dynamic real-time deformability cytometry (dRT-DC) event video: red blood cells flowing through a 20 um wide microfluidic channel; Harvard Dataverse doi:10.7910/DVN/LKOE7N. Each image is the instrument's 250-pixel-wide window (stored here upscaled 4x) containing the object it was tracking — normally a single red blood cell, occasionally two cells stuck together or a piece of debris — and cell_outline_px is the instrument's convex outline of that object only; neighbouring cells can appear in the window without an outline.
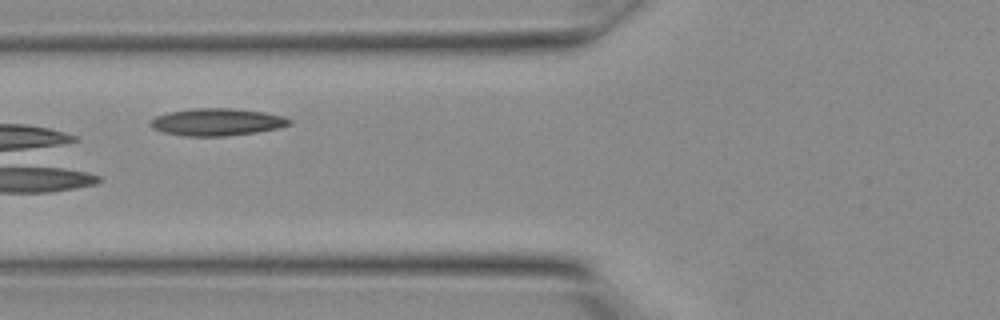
{"species": "Egyptian fruit bat (a non-hibernating species)", "species_latin": "Rousettus aegyptiacus", "temperature_condition": "warm", "stored_images_in_passage": 14, "camera_frame_rate_fps": 3000, "um_per_image_px": 0.085, "animal": {"sex": "female"}, "frame": {"image": 1, "passage_image": 13, "time_ms": 4.0, "image_size_px": [1000, 320], "cell_outline_px": [[292, 124], [276, 128], [256, 132], [224, 136], [184, 136], [164, 132], [152, 128], [148, 124], [148, 120], [156, 116], [168, 112], [192, 108], [232, 108], [264, 112], [284, 116], [292, 120]], "centroid_in_image_um": [18.4, 10.36], "position_along_channel_um": 107.4, "area_um2": 22.2}}